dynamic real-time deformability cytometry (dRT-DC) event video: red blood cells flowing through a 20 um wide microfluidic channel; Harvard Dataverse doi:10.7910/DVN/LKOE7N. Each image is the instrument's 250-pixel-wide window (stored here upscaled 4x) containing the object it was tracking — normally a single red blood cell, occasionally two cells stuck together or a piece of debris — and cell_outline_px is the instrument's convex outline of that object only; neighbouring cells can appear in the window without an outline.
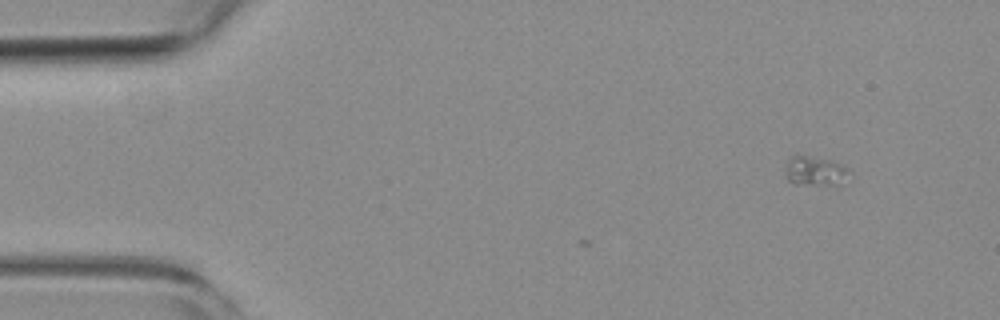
{"species": "common noctule bat (a hibernating species)", "species_latin": "Nyctalus noctula", "temperature_condition": "room temperature", "stored_images_in_passage": 5, "camera_frame_rate_fps": 3000, "um_per_image_px": 0.085, "animal": {"sex": "female", "body_mass_g": 19.3, "forearm_length_mm": 54.1}, "frame": {"image": 1, "passage_image": 1, "time_ms": 0.0, "image_size_px": [1000, 320], "cell_outline_px": [[852, 172], [840, 184], [792, 184], [788, 180], [784, 172], [788, 160], [796, 152], [832, 160], [840, 164]], "centroid_in_image_um": [69.23, 14.49], "position_along_channel_um": 15.8, "area_um2": 11.27}}